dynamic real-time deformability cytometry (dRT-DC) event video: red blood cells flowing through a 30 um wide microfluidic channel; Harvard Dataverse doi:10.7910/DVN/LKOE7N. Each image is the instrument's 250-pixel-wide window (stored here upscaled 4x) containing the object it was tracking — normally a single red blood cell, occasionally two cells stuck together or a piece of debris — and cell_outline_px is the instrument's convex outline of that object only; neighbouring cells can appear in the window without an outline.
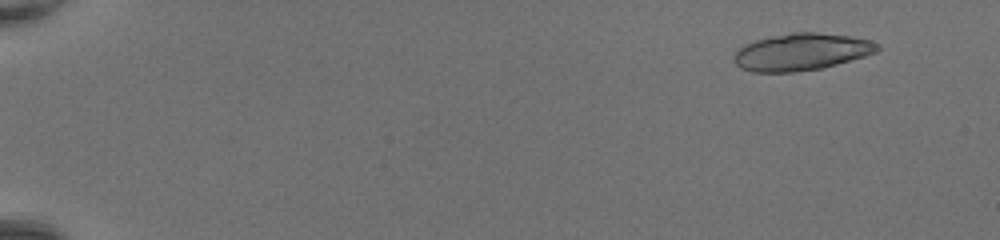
{"species": "common noctule bat (a hibernating species)", "species_latin": "Nyctalus noctula", "temperature_condition": "room temperature", "stored_images_in_passage": 49, "segment_of_instrument_passage": [1, 2], "camera_frame_rate_fps": 3000, "um_per_image_px": 0.085, "animal": {"sex": "female", "body_mass_g": 20.0, "forearm_length_mm": 54.0}, "frame": {"image": 1, "passage_image": 5, "time_ms": 1.333, "image_size_px": [1000, 240], "cell_outline_px": [[880, 48], [876, 52], [864, 56], [836, 64], [820, 68], [792, 72], [752, 72], [740, 68], [732, 60], [732, 56], [744, 44], [756, 40], [792, 32], [816, 32], [848, 36], [872, 40], [880, 44]], "centroid_in_image_um": [68.1, 4.41], "position_along_channel_um": 16.9, "area_um2": 30.87}}
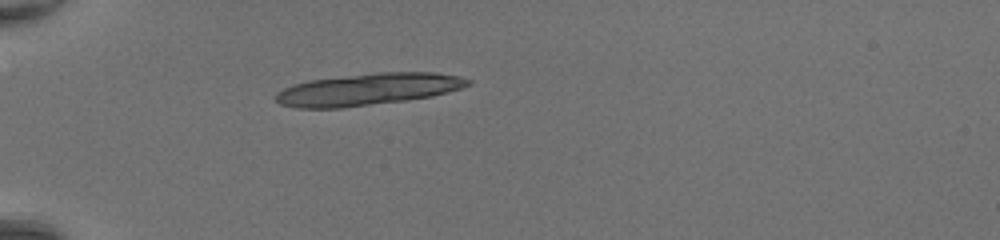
{"frame": {"image": 2, "passage_image": 17, "time_ms": 5.333, "image_size_px": [1000, 240], "cell_outline_px": [[472, 84], [448, 92], [432, 96], [408, 100], [340, 108], [296, 108], [280, 104], [276, 100], [276, 92], [292, 84], [312, 80], [376, 72], [436, 72], [460, 76], [472, 80]], "centroid_in_image_um": [31.31, 7.59], "position_along_channel_um": 53.7, "area_um2": 35.78}}